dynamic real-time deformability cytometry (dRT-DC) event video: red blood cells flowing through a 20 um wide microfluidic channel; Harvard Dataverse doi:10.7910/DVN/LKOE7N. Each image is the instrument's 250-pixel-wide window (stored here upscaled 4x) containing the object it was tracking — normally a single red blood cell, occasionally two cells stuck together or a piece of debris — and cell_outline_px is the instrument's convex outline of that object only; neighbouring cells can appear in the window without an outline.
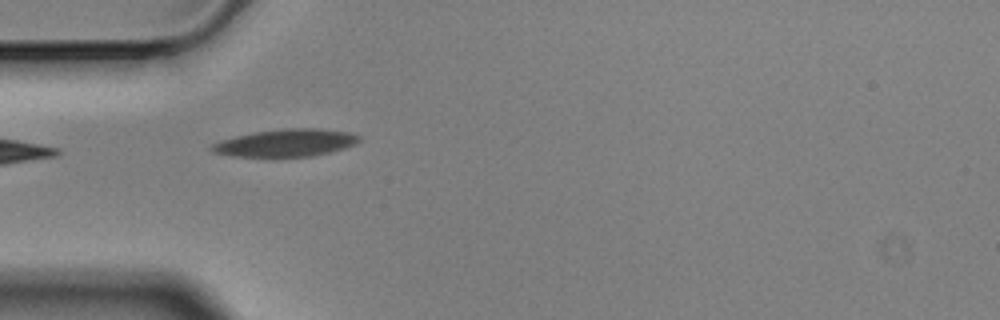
{"species": "Egyptian fruit bat (a non-hibernating species)", "species_latin": "Rousettus aegyptiacus", "temperature_condition": "cold", "stored_images_in_passage": 8, "camera_frame_rate_fps": 3000, "um_per_image_px": 0.085, "animal": {"sex": "male"}, "frame": {"image": 1, "passage_image": 5, "time_ms": 1.333, "image_size_px": [1000, 320], "cell_outline_px": [[360, 140], [344, 148], [312, 156], [272, 160], [232, 156], [212, 152], [208, 148], [212, 144], [220, 140], [252, 132], [280, 128], [316, 128], [348, 132], [360, 136]], "centroid_in_image_um": [24.18, 12.19], "position_along_channel_um": 60.8, "area_um2": 24.57}}
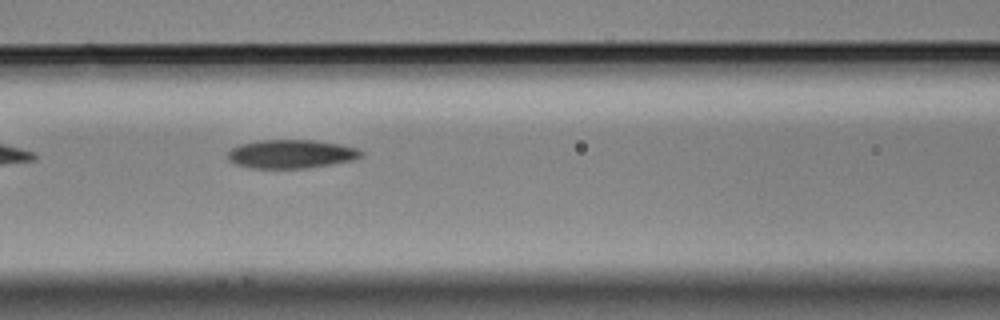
{"frame": {"image": 2, "passage_image": 7, "time_ms": 2.0, "image_size_px": [1000, 320], "cell_outline_px": [[364, 156], [352, 160], [332, 164], [304, 168], [248, 168], [236, 164], [228, 160], [228, 152], [232, 148], [240, 144], [260, 140], [312, 140], [340, 144], [356, 148], [364, 152]], "centroid_in_image_um": [24.75, 13.09], "position_along_channel_um": 141.8, "area_um2": 22.25}}
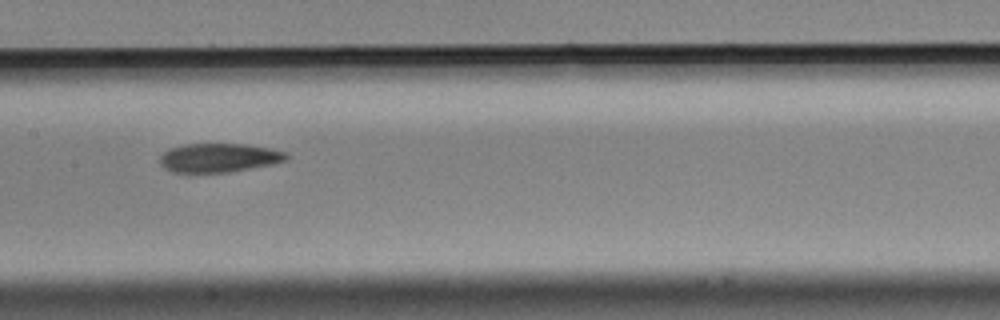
{"frame": {"image": 3, "passage_image": 8, "time_ms": 2.333, "image_size_px": [1000, 320], "cell_outline_px": [[292, 156], [288, 160], [272, 164], [228, 172], [172, 172], [164, 168], [160, 164], [160, 156], [168, 148], [184, 144], [248, 144], [288, 152]], "centroid_in_image_um": [18.64, 13.4], "position_along_channel_um": 188.8, "area_um2": 21.44}}